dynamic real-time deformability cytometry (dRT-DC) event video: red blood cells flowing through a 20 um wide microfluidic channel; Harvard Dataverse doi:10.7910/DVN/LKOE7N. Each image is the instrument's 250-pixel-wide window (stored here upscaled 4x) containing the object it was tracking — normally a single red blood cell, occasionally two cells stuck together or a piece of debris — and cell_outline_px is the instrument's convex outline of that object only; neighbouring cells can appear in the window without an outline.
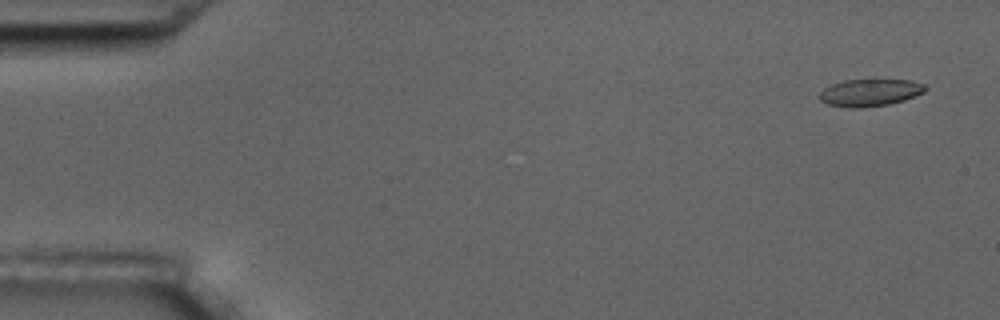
{"species": "common noctule bat (a hibernating species)", "species_latin": "Nyctalus noctula", "temperature_condition": "room temperature", "stored_images_in_passage": 4, "camera_frame_rate_fps": 3000, "um_per_image_px": 0.085, "animal": {"sex": "male", "body_mass_g": 17.5, "forearm_length_mm": 52.3}, "frame": {"image": 1, "passage_image": 1, "time_ms": 0.0, "image_size_px": [1000, 320], "cell_outline_px": [[928, 88], [924, 92], [904, 100], [888, 104], [860, 108], [848, 108], [824, 104], [820, 100], [820, 92], [824, 88], [832, 84], [844, 80], [912, 80], [924, 84]], "centroid_in_image_um": [73.93, 7.88], "position_along_channel_um": 11.1, "area_um2": 16.82}}